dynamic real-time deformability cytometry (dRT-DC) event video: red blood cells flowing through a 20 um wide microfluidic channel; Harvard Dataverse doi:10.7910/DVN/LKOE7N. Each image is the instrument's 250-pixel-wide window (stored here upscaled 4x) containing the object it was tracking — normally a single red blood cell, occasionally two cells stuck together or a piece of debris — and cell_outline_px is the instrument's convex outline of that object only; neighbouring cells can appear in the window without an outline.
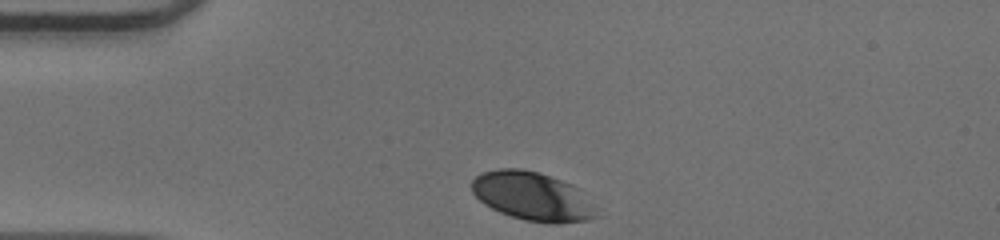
{"species": "human", "species_latin": "Homo sapiens", "temperature_condition": "warm", "stored_images_in_passage": 31, "camera_frame_rate_fps": 3000, "um_per_image_px": 0.085, "donor": {"sex": "male"}, "frame": {"image": 1, "passage_image": 1, "time_ms": 0.0, "image_size_px": [1000, 240], "cell_outline_px": [[600, 216], [588, 220], [560, 224], [548, 224], [524, 220], [500, 212], [484, 204], [472, 192], [472, 180], [476, 176], [484, 172], [500, 168], [520, 168], [540, 172], [572, 184], [580, 188]], "centroid_in_image_um": [45.29, 16.69], "position_along_channel_um": 39.7, "area_um2": 35.6}}
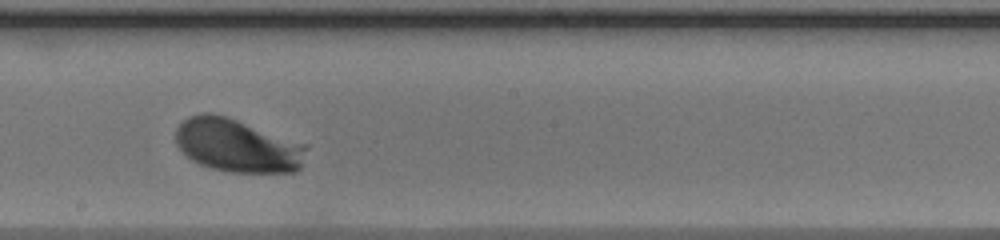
{"frame": {"image": 2, "passage_image": 18, "time_ms": 5.667, "image_size_px": [1000, 240], "cell_outline_px": [[308, 148], [300, 168], [296, 172], [232, 172], [212, 168], [200, 164], [192, 160], [176, 144], [176, 128], [188, 116], [200, 112], [212, 112], [308, 144]], "centroid_in_image_um": [20.19, 12.36], "position_along_channel_um": 228.0, "area_um2": 40.52}}
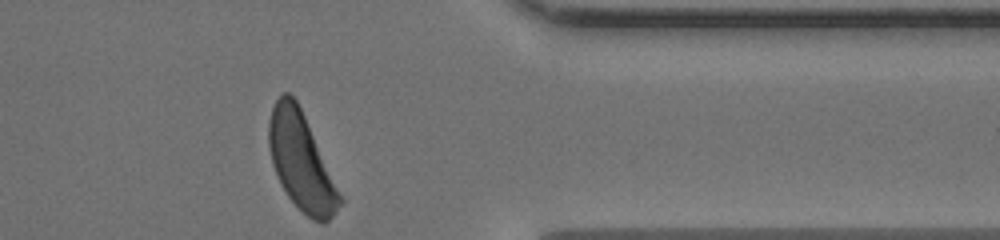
{"frame": {"image": 3, "passage_image": 31, "time_ms": 10.0, "image_size_px": [1000, 240], "cell_outline_px": [[344, 200], [332, 216], [324, 224], [320, 224], [312, 220], [288, 196], [280, 184], [272, 164], [268, 148], [268, 124], [272, 108], [276, 100], [284, 92], [288, 92], [296, 100], [304, 116]], "centroid_in_image_um": [25.58, 13.75], "position_along_channel_um": 385.8, "area_um2": 39.65}, "authors_computed_cell_mechanics": {"area_um2": 38.6682, "velocity_mm_per_s": 3.9276, "shape_relaxation_time_tau1_ms": 1.576, "shape_relaxation_time_tau2_ms": null, "deformation_change_tau1": 0.0943, "deformation_change_tau2": null}}